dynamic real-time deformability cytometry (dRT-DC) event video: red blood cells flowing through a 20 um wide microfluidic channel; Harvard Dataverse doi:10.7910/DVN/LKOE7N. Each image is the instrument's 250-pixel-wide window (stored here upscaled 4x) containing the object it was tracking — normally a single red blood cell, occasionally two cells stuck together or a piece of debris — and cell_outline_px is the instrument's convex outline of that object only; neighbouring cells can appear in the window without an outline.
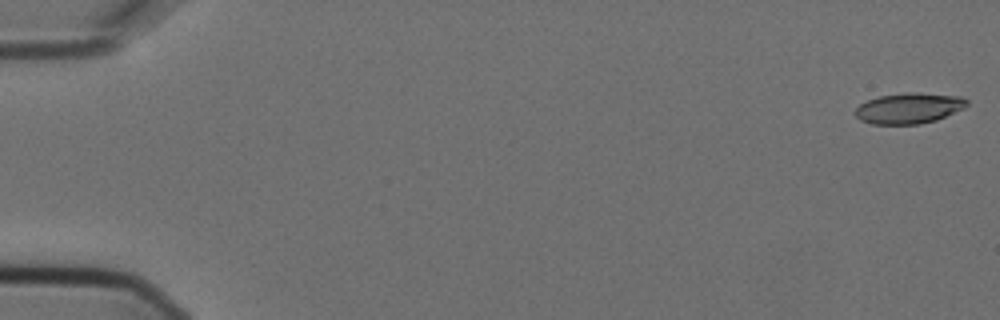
{"species": "Egyptian fruit bat (a non-hibernating species)", "species_latin": "Rousettus aegyptiacus", "temperature_condition": "cold", "stored_images_in_passage": 6, "camera_frame_rate_fps": 3000, "um_per_image_px": 0.085, "animal": {"sex": "female"}, "frame": {"image": 1, "passage_image": 1, "time_ms": 0.0, "image_size_px": [1000, 320], "cell_outline_px": [[968, 104], [964, 108], [936, 120], [920, 124], [872, 124], [860, 120], [856, 116], [856, 108], [860, 104], [868, 100], [880, 96], [904, 92], [916, 92], [960, 96], [968, 100]], "centroid_in_image_um": [77.27, 9.19], "position_along_channel_um": 7.7, "area_um2": 19.94}}
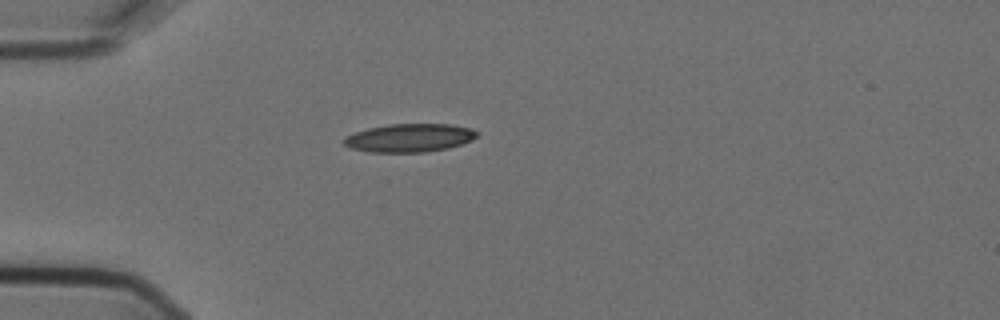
{"frame": {"image": 2, "passage_image": 5, "time_ms": 1.333, "image_size_px": [1000, 320], "cell_outline_px": [[476, 136], [472, 140], [448, 148], [424, 152], [368, 152], [348, 148], [344, 144], [344, 140], [348, 136], [356, 132], [368, 128], [388, 124], [452, 124], [472, 128], [476, 132]], "centroid_in_image_um": [34.8, 11.72], "position_along_channel_um": 50.2, "area_um2": 21.85}}